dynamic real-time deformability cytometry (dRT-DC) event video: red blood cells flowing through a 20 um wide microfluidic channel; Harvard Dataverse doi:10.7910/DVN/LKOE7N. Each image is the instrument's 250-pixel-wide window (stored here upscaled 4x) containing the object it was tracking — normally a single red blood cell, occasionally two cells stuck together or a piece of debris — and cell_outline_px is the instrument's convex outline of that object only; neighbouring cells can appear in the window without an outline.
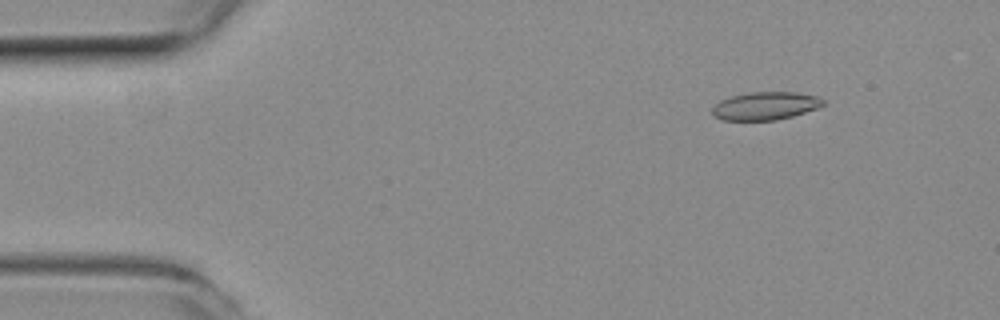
{"species": "common noctule bat (a hibernating species)", "species_latin": "Nyctalus noctula", "temperature_condition": "room temperature", "stored_images_in_passage": 51, "camera_frame_rate_fps": 3000, "um_per_image_px": 0.085, "animal": {"sex": "female", "body_mass_g": 19.3, "forearm_length_mm": 54.1}, "frame": {"image": 1, "passage_image": 6, "time_ms": 1.667, "image_size_px": [1000, 320], "cell_outline_px": [[824, 104], [816, 108], [792, 116], [776, 120], [720, 120], [712, 116], [712, 108], [720, 100], [728, 96], [748, 92], [796, 92], [816, 96], [824, 100]], "centroid_in_image_um": [64.99, 9.0], "position_along_channel_um": 20.0, "area_um2": 18.15}}
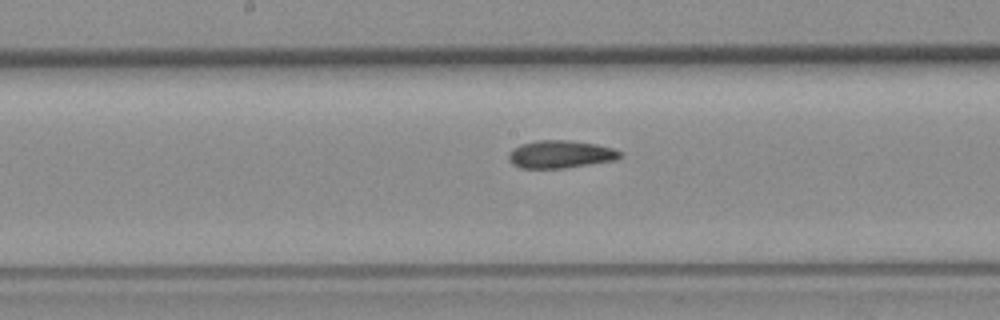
{"frame": {"image": 2, "passage_image": 26, "time_ms": 8.333, "image_size_px": [1000, 320], "cell_outline_px": [[620, 156], [616, 160], [564, 168], [520, 168], [512, 164], [508, 160], [508, 156], [520, 144], [536, 140], [568, 140], [596, 144], [612, 148], [620, 152]], "centroid_in_image_um": [47.62, 13.11], "position_along_channel_um": 200.6, "area_um2": 17.8}}
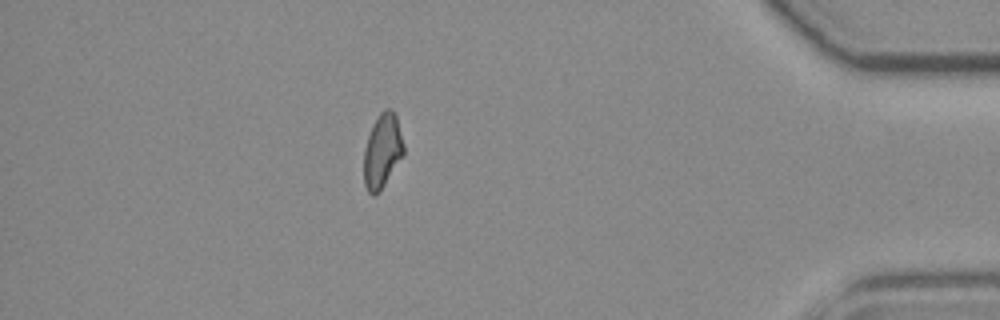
{"frame": {"image": 3, "passage_image": 45, "time_ms": 14.667, "image_size_px": [1000, 320], "cell_outline_px": [[404, 156], [384, 184], [372, 196], [368, 192], [364, 184], [364, 148], [372, 124], [380, 112], [384, 108], [392, 108], [396, 116], [404, 144]], "centroid_in_image_um": [32.5, 12.78], "position_along_channel_um": 402.7, "area_um2": 17.22}, "authors_computed_cell_mechanics": {"area_um2": 17.629, "velocity_mm_per_s": 3.9527, "shape_relaxation_time_tau1_ms": 10.8536, "shape_relaxation_time_tau2_ms": 4.1944, "deformation_change_tau1": 0.1951, "deformation_change_tau2": 0.1098}}